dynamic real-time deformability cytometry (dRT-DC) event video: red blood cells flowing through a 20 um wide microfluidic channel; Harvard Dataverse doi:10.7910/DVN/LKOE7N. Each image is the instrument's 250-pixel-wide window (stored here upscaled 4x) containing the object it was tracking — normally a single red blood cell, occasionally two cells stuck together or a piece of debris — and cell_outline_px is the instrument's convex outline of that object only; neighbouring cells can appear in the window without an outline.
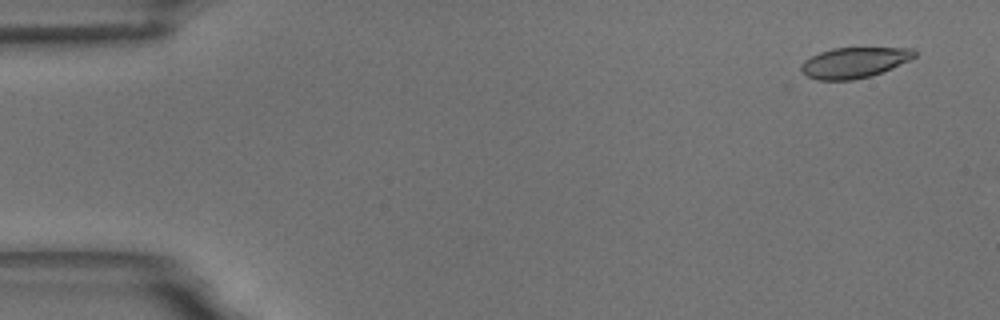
{"species": "common noctule bat (a hibernating species)", "species_latin": "Nyctalus noctula", "temperature_condition": "room temperature", "stored_images_in_passage": 55, "camera_frame_rate_fps": 3000, "um_per_image_px": 0.085, "animal": {"sex": "male", "body_mass_g": 18.8}, "frame": {"image": 1, "passage_image": 3, "time_ms": 0.667, "image_size_px": [1000, 320], "cell_outline_px": [[916, 56], [892, 68], [868, 76], [852, 80], [816, 80], [800, 72], [800, 64], [804, 60], [820, 52], [832, 48], [916, 48]], "centroid_in_image_um": [72.57, 5.31], "position_along_channel_um": 12.4, "area_um2": 20.11}}
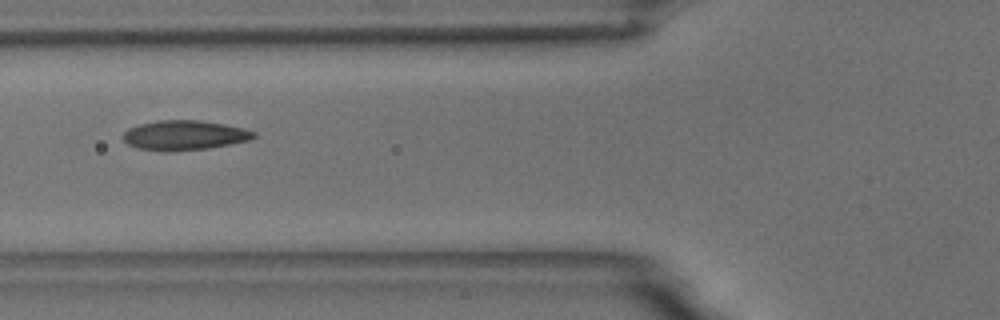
{"frame": {"image": 2, "passage_image": 21, "time_ms": 6.667, "image_size_px": [1000, 320], "cell_outline_px": [[256, 136], [252, 140], [208, 148], [136, 148], [128, 144], [120, 136], [128, 128], [140, 124], [160, 120], [200, 120], [224, 124], [244, 128], [256, 132]], "centroid_in_image_um": [15.73, 11.44], "position_along_channel_um": 110.1, "area_um2": 21.79}}
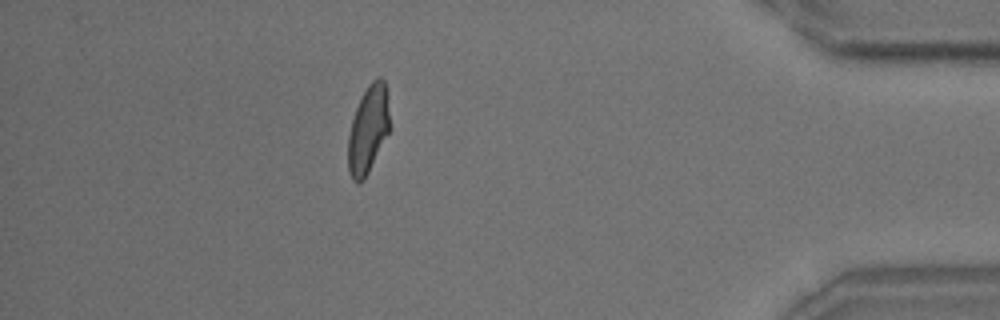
{"frame": {"image": 3, "passage_image": 49, "time_ms": 16.0, "image_size_px": [1000, 320], "cell_outline_px": [[388, 132], [364, 180], [360, 184], [356, 184], [352, 180], [348, 168], [348, 136], [352, 120], [356, 108], [368, 84], [376, 76], [380, 76], [384, 80], [388, 92]], "centroid_in_image_um": [31.28, 10.99], "position_along_channel_um": 403.9, "area_um2": 21.04}, "authors_computed_cell_mechanics": {"area_um2": 21.6172, "velocity_mm_per_s": 3.6197, "shape_relaxation_time_tau1_ms": 5.017, "shape_relaxation_time_tau2_ms": 1.4333, "deformation_change_tau1": 0.158, "deformation_change_tau2": 0.0901}}